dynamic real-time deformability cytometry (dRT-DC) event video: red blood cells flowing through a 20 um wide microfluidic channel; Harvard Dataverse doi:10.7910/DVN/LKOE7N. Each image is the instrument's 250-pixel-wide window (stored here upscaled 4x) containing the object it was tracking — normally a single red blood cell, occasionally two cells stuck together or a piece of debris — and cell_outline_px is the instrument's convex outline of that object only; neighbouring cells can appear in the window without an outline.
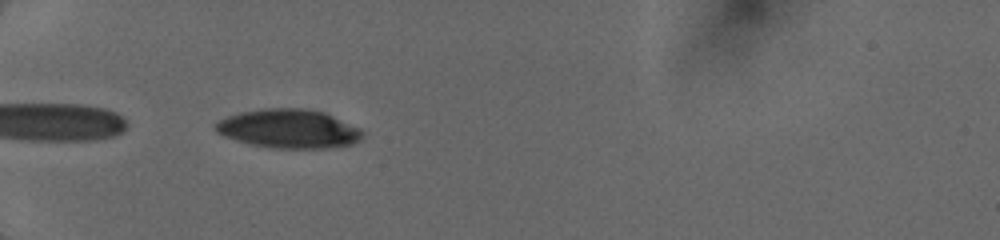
{"species": "human", "species_latin": "Homo sapiens", "temperature_condition": "cold", "stored_images_in_passage": 12, "segment_of_instrument_passage": [2, 2], "camera_frame_rate_fps": 3000, "um_per_image_px": 0.085, "donor": {"sex": "female"}, "frame": {"image": 1, "passage_image": 11, "time_ms": 6.333, "image_size_px": [1000, 240], "cell_outline_px": [[364, 136], [360, 140], [352, 144], [328, 148], [276, 148], [252, 144], [236, 140], [224, 136], [216, 132], [212, 124], [228, 116], [240, 112], [264, 108], [304, 108], [324, 112], [360, 128], [364, 132]], "centroid_in_image_um": [24.55, 10.94], "position_along_channel_um": 60.5, "area_um2": 33.35}}